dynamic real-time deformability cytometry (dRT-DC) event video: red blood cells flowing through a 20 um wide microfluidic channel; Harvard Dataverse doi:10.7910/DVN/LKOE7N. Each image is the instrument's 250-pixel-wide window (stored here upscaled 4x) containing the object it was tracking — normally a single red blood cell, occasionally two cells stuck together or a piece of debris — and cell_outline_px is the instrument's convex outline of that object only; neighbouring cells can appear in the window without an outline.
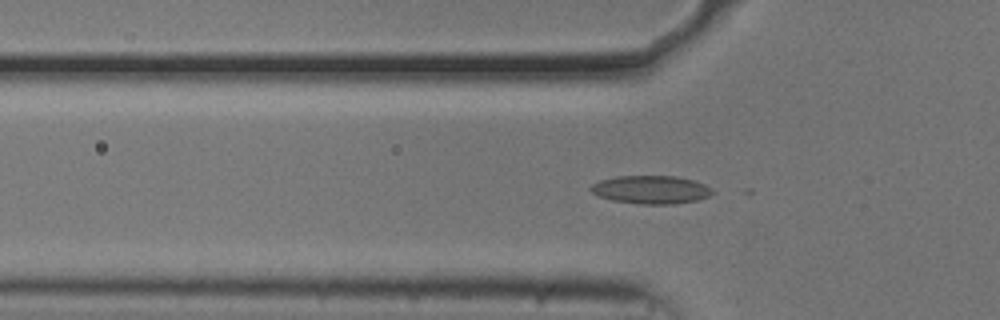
{"species": "common noctule bat (a hibernating species)", "species_latin": "Nyctalus noctula", "temperature_condition": "cold", "stored_images_in_passage": 41, "camera_frame_rate_fps": 3000, "um_per_image_px": 0.085, "animal": {"sex": "male", "body_mass_g": 20.5, "forearm_length_mm": 52.5}, "frame": {"image": 1, "passage_image": 18, "time_ms": 5.667, "image_size_px": [1000, 320], "cell_outline_px": [[716, 192], [708, 196], [696, 200], [672, 204], [640, 204], [612, 200], [600, 196], [592, 192], [588, 188], [592, 184], [600, 180], [616, 176], [676, 176], [692, 180], [704, 184], [712, 188]], "centroid_in_image_um": [55.33, 16.12], "position_along_channel_um": 70.5, "area_um2": 19.94}}
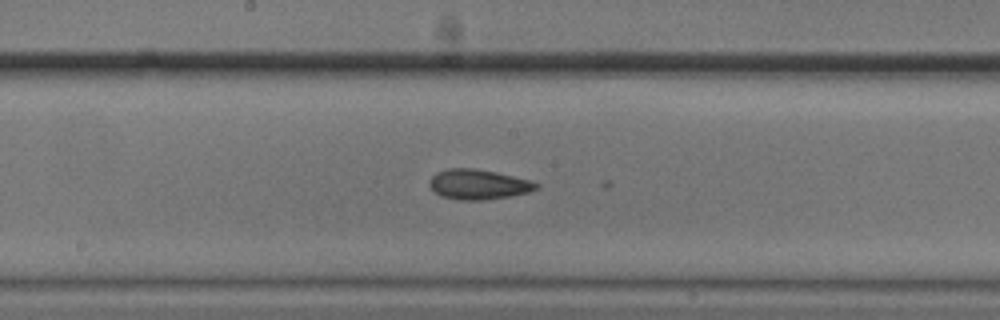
{"frame": {"image": 2, "passage_image": 29, "time_ms": 9.333, "image_size_px": [1000, 320], "cell_outline_px": [[540, 184], [536, 188], [528, 192], [508, 196], [484, 200], [460, 200], [440, 196], [428, 184], [428, 180], [436, 172], [448, 168], [472, 168], [496, 172], [532, 180]], "centroid_in_image_um": [40.64, 15.66], "position_along_channel_um": 207.6, "area_um2": 18.67}}
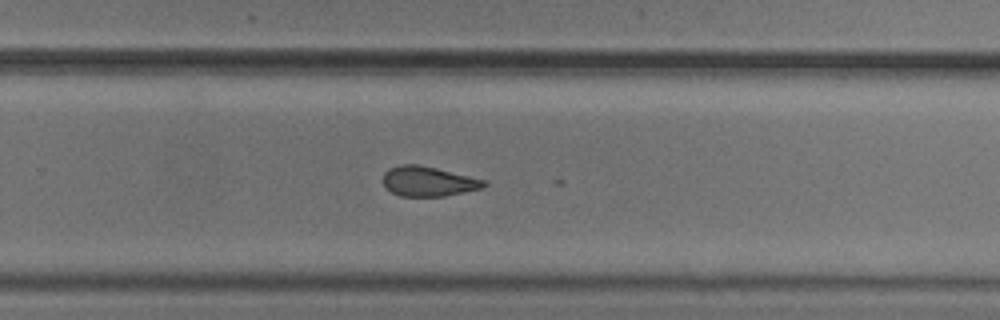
{"frame": {"image": 3, "passage_image": 36, "time_ms": 11.667, "image_size_px": [1000, 320], "cell_outline_px": [[488, 184], [484, 188], [444, 196], [400, 196], [392, 192], [384, 184], [384, 172], [388, 168], [400, 164], [416, 164], [436, 168], [484, 180]], "centroid_in_image_um": [36.4, 15.41], "position_along_channel_um": 293.4, "area_um2": 17.4}}